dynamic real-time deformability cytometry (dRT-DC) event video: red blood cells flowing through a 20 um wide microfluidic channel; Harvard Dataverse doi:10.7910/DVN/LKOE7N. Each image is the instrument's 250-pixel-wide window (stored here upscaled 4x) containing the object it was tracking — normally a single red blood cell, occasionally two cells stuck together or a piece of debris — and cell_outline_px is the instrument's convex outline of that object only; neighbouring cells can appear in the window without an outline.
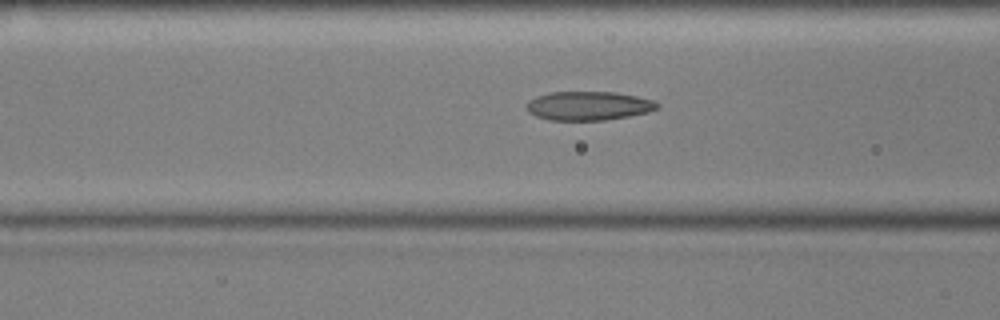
{"species": "common noctule bat (a hibernating species)", "species_latin": "Nyctalus noctula", "temperature_condition": "cold", "stored_images_in_passage": 48, "camera_frame_rate_fps": 3000, "um_per_image_px": 0.085, "animal": {"sex": "male", "body_mass_g": 17.9, "forearm_length_mm": 54.2}, "frame": {"image": 1, "passage_image": 14, "time_ms": 4.333, "image_size_px": [1000, 320], "cell_outline_px": [[660, 108], [648, 112], [628, 116], [604, 120], [548, 120], [536, 116], [528, 112], [524, 108], [528, 100], [536, 96], [552, 92], [616, 92], [636, 96], [652, 100], [660, 104]], "centroid_in_image_um": [50.0, 8.99], "position_along_channel_um": 116.6, "area_um2": 22.14}}
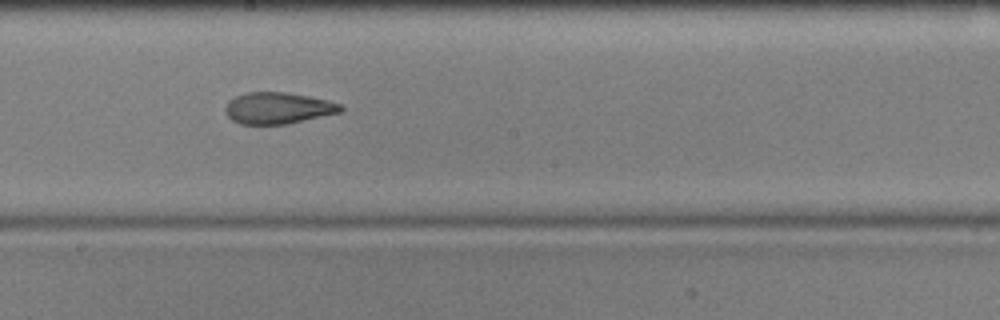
{"frame": {"image": 2, "passage_image": 23, "time_ms": 7.333, "image_size_px": [1000, 320], "cell_outline_px": [[344, 108], [340, 112], [288, 124], [240, 124], [232, 120], [228, 116], [224, 108], [228, 100], [236, 96], [248, 92], [284, 92], [308, 96], [328, 100], [340, 104]], "centroid_in_image_um": [23.61, 9.19], "position_along_channel_um": 224.6, "area_um2": 21.1}}
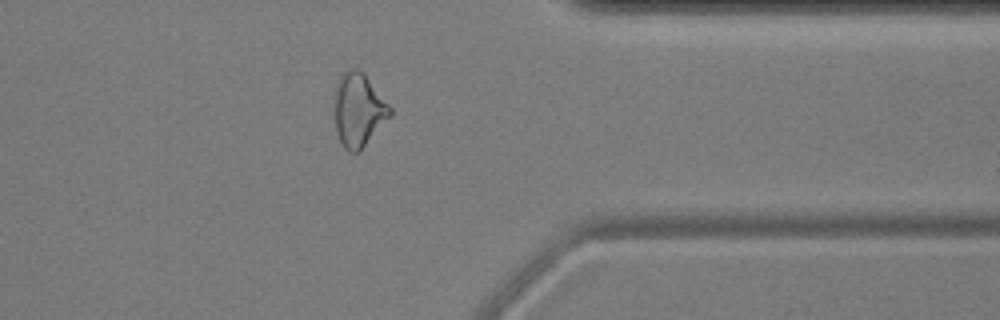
{"frame": {"image": 3, "passage_image": 37, "time_ms": 12.0, "image_size_px": [1000, 320], "cell_outline_px": [[392, 116], [360, 152], [348, 152], [344, 148], [336, 132], [332, 108], [332, 96], [336, 84], [340, 76], [348, 68], [356, 68], [364, 72], [392, 108]], "centroid_in_image_um": [30.44, 9.34], "position_along_channel_um": 381.0, "area_um2": 24.8}, "authors_computed_cell_mechanics": {"area_um2": 22.4553, "velocity_mm_per_s": 3.5882, "shape_relaxation_time_tau1_ms": null, "shape_relaxation_time_tau2_ms": 2.9743, "deformation_change_tau1": null, "deformation_change_tau2": 0.094}}